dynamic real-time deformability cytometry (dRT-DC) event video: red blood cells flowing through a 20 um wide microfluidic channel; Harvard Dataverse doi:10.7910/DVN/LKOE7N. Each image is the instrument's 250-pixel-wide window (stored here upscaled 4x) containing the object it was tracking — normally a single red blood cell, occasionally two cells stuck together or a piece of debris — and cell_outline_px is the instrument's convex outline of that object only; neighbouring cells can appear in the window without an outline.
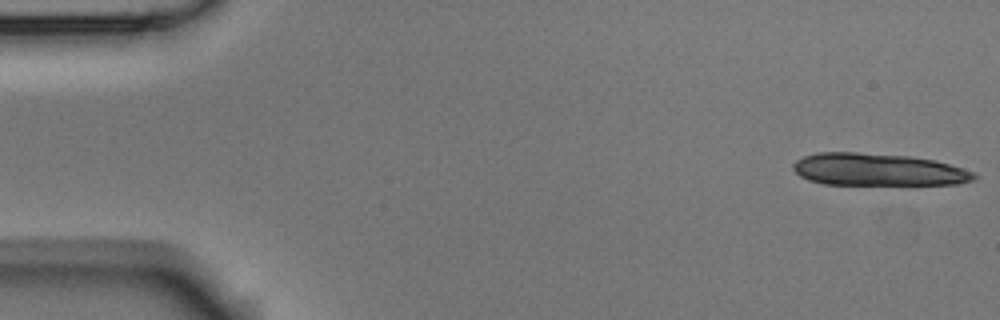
{"species": "Egyptian fruit bat (a non-hibernating species)", "species_latin": "Rousettus aegyptiacus", "temperature_condition": "room temperature", "stored_images_in_passage": 13, "camera_frame_rate_fps": 3000, "um_per_image_px": 0.085, "animal": {"sex": "male"}, "frame": {"image": 1, "passage_image": 1, "time_ms": 0.0, "image_size_px": [1000, 320], "cell_outline_px": [[976, 176], [972, 180], [956, 184], [824, 184], [808, 180], [800, 176], [792, 168], [792, 164], [796, 160], [804, 156], [816, 152], [856, 152], [912, 156], [936, 160], [972, 172]], "centroid_in_image_um": [74.56, 14.4], "position_along_channel_um": 10.4, "area_um2": 33.93}}